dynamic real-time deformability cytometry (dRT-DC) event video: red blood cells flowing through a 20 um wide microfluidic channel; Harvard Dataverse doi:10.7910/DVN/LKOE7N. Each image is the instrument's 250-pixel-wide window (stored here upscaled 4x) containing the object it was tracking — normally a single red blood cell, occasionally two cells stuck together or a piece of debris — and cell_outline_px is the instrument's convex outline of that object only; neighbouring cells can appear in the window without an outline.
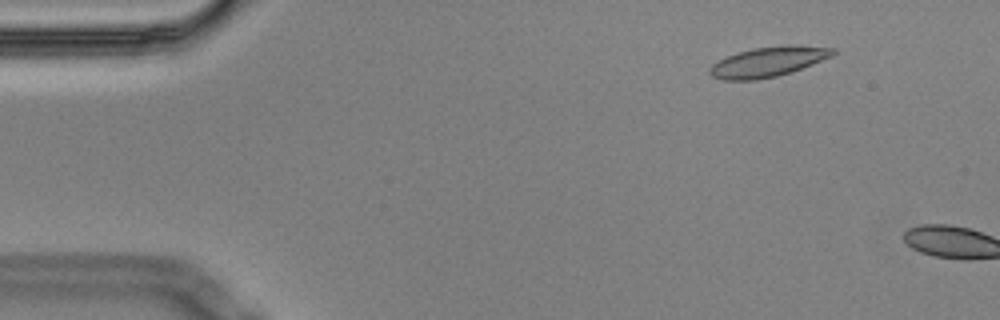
{"species": "Egyptian fruit bat (a non-hibernating species)", "species_latin": "Rousettus aegyptiacus", "temperature_condition": "cold", "stored_images_in_passage": 3, "camera_frame_rate_fps": 3000, "um_per_image_px": 0.085, "animal": {"sex": "male"}, "frame": {"image": 1, "passage_image": 2, "time_ms": 0.333, "image_size_px": [1000, 320], "cell_outline_px": [[836, 52], [832, 56], [792, 72], [776, 76], [756, 80], [724, 80], [712, 76], [708, 72], [708, 68], [712, 64], [728, 56], [752, 48], [784, 44], [796, 44], [836, 48]], "centroid_in_image_um": [65.32, 5.24], "position_along_channel_um": 19.7, "area_um2": 21.68}}